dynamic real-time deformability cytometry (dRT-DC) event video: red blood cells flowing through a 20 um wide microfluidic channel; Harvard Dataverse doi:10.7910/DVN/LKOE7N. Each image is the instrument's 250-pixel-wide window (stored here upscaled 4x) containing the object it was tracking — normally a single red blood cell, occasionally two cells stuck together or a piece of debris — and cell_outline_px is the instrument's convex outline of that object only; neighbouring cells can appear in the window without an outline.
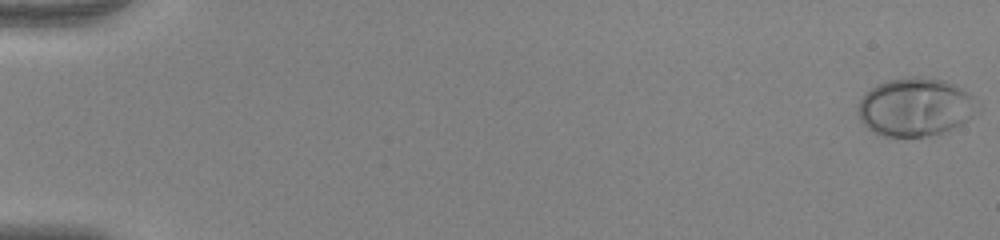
{"species": "human", "species_latin": "Homo sapiens", "temperature_condition": "warm", "stored_images_in_passage": 54, "camera_frame_rate_fps": 3000, "um_per_image_px": 0.085, "donor": {"sex": "female"}, "frame": {"image": 1, "passage_image": 1, "time_ms": 0.0, "image_size_px": [1000, 240], "cell_outline_px": [[980, 112], [968, 120], [940, 136], [880, 136], [872, 132], [860, 120], [860, 100], [872, 88], [888, 80], [908, 76], [916, 76], [944, 80], [956, 84], [968, 92], [976, 100], [980, 108]], "centroid_in_image_um": [77.9, 9.12], "position_along_channel_um": 7.1, "area_um2": 40.98}}
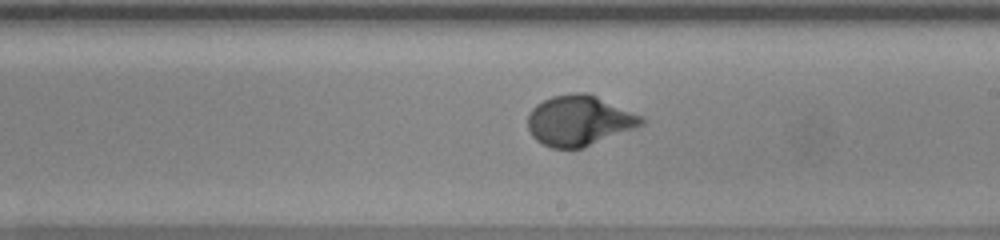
{"frame": {"image": 2, "passage_image": 33, "time_ms": 10.667, "image_size_px": [1000, 240], "cell_outline_px": [[648, 120], [644, 124], [636, 128], [584, 148], [552, 148], [536, 140], [532, 136], [528, 128], [528, 112], [536, 104], [552, 96], [572, 92], [588, 92], [644, 116]], "centroid_in_image_um": [49.27, 10.24], "position_along_channel_um": 239.7, "area_um2": 33.81}}
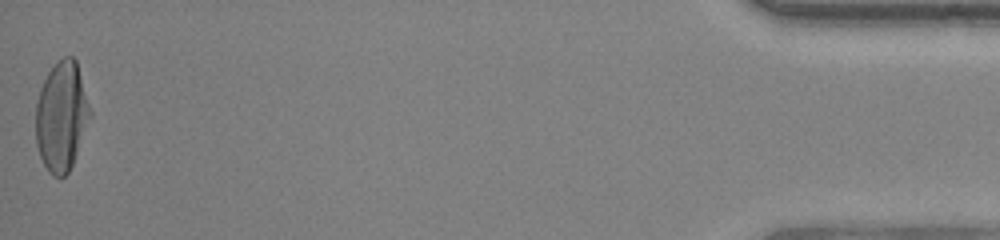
{"frame": {"image": 3, "passage_image": 54, "time_ms": 17.667, "image_size_px": [1000, 240], "cell_outline_px": [[92, 116], [72, 164], [68, 172], [64, 176], [52, 176], [48, 172], [40, 156], [36, 144], [36, 104], [40, 88], [48, 72], [64, 56], [72, 56], [76, 60], [92, 112]], "centroid_in_image_um": [5.24, 9.89], "position_along_channel_um": 430.0, "area_um2": 34.56}, "authors_computed_cell_mechanics": {"area_um2": 33.3217, "velocity_mm_per_s": 3.9384, "shape_relaxation_time_tau1_ms": 3.3783, "shape_relaxation_time_tau2_ms": null, "deformation_change_tau1": 0.2239, "deformation_change_tau2": null}}